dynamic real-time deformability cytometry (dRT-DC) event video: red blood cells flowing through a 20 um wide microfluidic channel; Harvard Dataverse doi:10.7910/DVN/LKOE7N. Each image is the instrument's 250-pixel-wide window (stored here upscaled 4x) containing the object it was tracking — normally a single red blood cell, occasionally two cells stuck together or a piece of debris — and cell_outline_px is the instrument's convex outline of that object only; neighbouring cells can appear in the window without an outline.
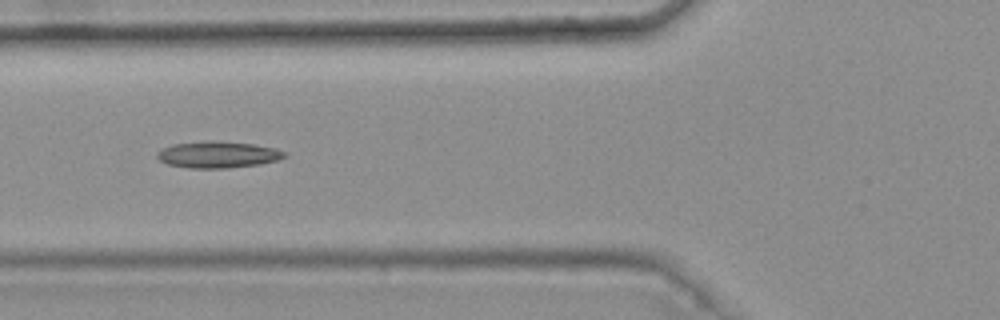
{"species": "common noctule bat (a hibernating species)", "species_latin": "Nyctalus noctula", "temperature_condition": "warm", "stored_images_in_passage": 7, "camera_frame_rate_fps": 3000, "um_per_image_px": 0.085, "animal": {"sex": "female", "body_mass_g": 25.1}, "frame": {"image": 1, "passage_image": 5, "time_ms": 1.333, "image_size_px": [1000, 320], "cell_outline_px": [[288, 156], [276, 160], [260, 164], [224, 168], [188, 168], [168, 164], [160, 160], [156, 156], [156, 152], [172, 144], [204, 140], [212, 140], [252, 144], [276, 148], [284, 152]], "centroid_in_image_um": [18.49, 13.13], "position_along_channel_um": 107.3, "area_um2": 19.71}}
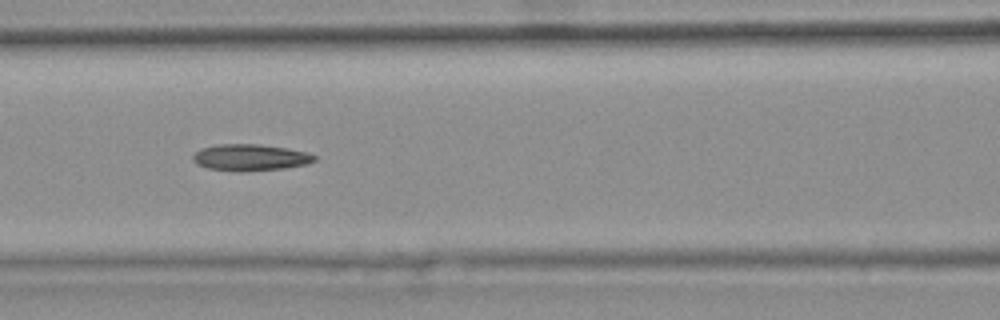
{"frame": {"image": 2, "passage_image": 6, "time_ms": 1.667, "image_size_px": [1000, 320], "cell_outline_px": [[316, 160], [308, 164], [284, 168], [240, 172], [236, 172], [208, 168], [196, 164], [192, 160], [192, 156], [200, 148], [216, 144], [260, 144], [308, 152], [316, 156]], "centroid_in_image_um": [21.25, 13.39], "position_along_channel_um": 145.4, "area_um2": 18.96}}